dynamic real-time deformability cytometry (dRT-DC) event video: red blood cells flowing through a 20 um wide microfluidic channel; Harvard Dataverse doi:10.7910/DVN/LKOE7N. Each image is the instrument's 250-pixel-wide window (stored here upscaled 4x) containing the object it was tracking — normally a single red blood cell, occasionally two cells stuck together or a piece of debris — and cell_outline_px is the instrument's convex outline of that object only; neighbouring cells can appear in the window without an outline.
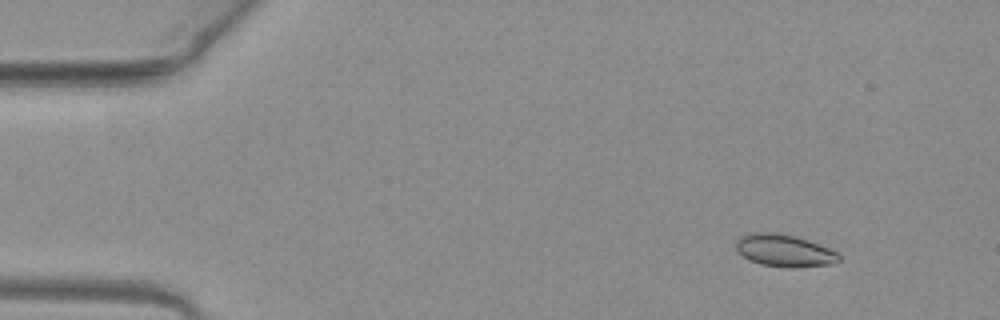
{"species": "common noctule bat (a hibernating species)", "species_latin": "Nyctalus noctula", "temperature_condition": "warm", "stored_images_in_passage": 6, "camera_frame_rate_fps": 3000, "um_per_image_px": 0.085, "animal": {"sex": "female", "body_mass_g": 19.3, "forearm_length_mm": 54.1}, "frame": {"image": 1, "passage_image": 1, "time_ms": 0.0, "image_size_px": [1000, 320], "cell_outline_px": [[840, 260], [832, 264], [760, 264], [748, 260], [736, 248], [736, 240], [740, 236], [752, 232], [776, 232], [796, 236], [808, 240], [828, 248], [836, 252], [840, 256]], "centroid_in_image_um": [66.6, 21.22], "position_along_channel_um": 18.4, "area_um2": 18.32}}